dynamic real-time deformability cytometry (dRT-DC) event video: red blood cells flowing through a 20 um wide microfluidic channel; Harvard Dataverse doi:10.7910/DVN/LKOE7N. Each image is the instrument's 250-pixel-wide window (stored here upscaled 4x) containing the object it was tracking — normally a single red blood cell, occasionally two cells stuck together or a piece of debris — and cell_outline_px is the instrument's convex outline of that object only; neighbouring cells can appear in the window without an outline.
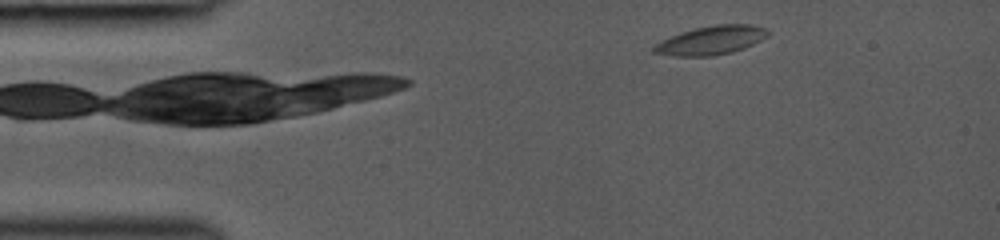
{"species": "common noctule bat (a hibernating species)", "species_latin": "Nyctalus noctula", "temperature_condition": "room temperature", "stored_images_in_passage": 4, "camera_frame_rate_fps": 3000, "um_per_image_px": 0.085, "animal": {"sex": "female", "body_mass_g": 19.0, "forearm_length_mm": 53.3}, "frame": {"image": 1, "passage_image": 4, "time_ms": 0.667, "image_size_px": [1000, 240], "cell_outline_px": [[768, 36], [744, 48], [732, 52], [712, 56], [672, 56], [652, 52], [652, 48], [660, 40], [680, 32], [696, 28], [716, 24], [752, 24], [768, 28]], "centroid_in_image_um": [60.44, 3.42], "position_along_channel_um": 24.6, "area_um2": 19.19}}